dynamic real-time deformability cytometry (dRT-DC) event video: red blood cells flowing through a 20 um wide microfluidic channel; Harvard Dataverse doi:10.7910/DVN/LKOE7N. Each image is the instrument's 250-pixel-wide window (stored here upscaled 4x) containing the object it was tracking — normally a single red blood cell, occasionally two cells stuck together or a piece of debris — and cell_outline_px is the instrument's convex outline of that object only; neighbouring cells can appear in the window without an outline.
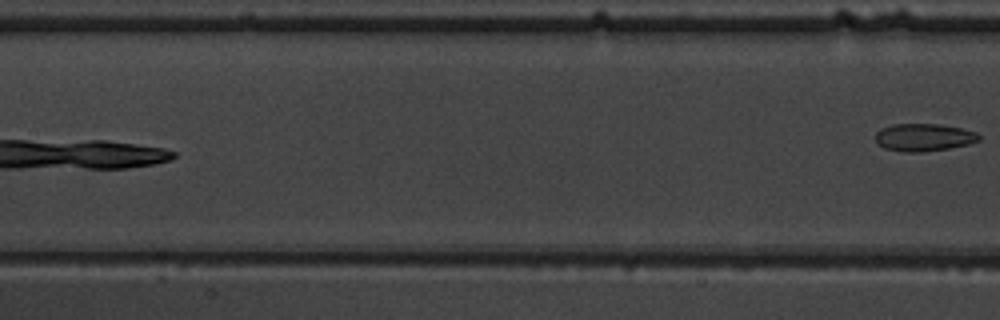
{"species": "common noctule bat (a hibernating species)", "species_latin": "Nyctalus noctula", "temperature_condition": "warm", "stored_images_in_passage": 7, "camera_frame_rate_fps": 3000, "um_per_image_px": 0.085, "animal": {"sex": "male", "body_mass_g": 19.5, "forearm_length_mm": 54.6}, "frame": {"image": 1, "passage_image": 7, "time_ms": 7.0, "image_size_px": [1000, 320], "cell_outline_px": [[980, 140], [968, 144], [948, 148], [920, 152], [904, 152], [884, 148], [876, 144], [876, 132], [880, 128], [892, 124], [936, 124], [960, 128], [976, 132], [980, 136]], "centroid_in_image_um": [78.48, 11.67], "position_along_channel_um": 128.9, "area_um2": 16.59}}